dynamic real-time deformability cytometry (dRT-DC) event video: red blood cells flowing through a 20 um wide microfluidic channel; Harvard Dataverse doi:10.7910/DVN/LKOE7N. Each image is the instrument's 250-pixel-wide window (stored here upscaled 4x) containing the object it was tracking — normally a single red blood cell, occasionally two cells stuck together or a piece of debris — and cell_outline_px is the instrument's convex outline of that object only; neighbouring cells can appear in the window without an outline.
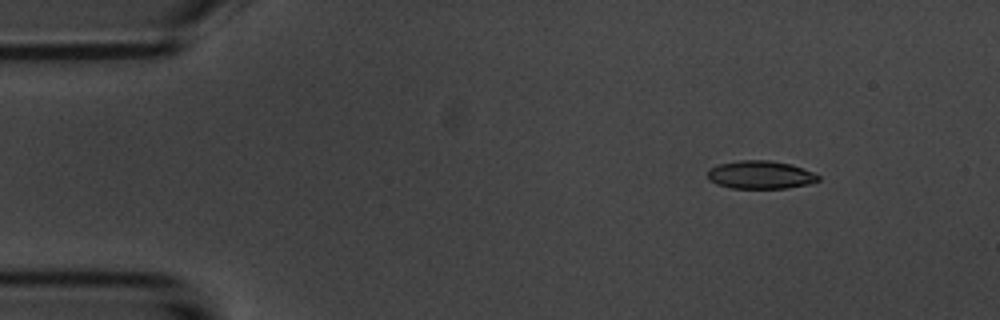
{"species": "common noctule bat (a hibernating species)", "species_latin": "Nyctalus noctula", "temperature_condition": "room temperature", "stored_images_in_passage": 7, "camera_frame_rate_fps": 3000, "um_per_image_px": 0.085, "animal": {"sex": "male", "body_mass_g": 20.1, "forearm_length_mm": 53.5}, "frame": {"image": 1, "passage_image": 2, "time_ms": 1.333, "image_size_px": [1000, 320], "cell_outline_px": [[820, 180], [808, 184], [788, 188], [732, 188], [716, 184], [708, 180], [708, 168], [720, 164], [740, 160], [768, 160], [792, 164], [812, 172], [820, 176]], "centroid_in_image_um": [64.63, 14.86], "position_along_channel_um": 20.4, "area_um2": 18.15}}
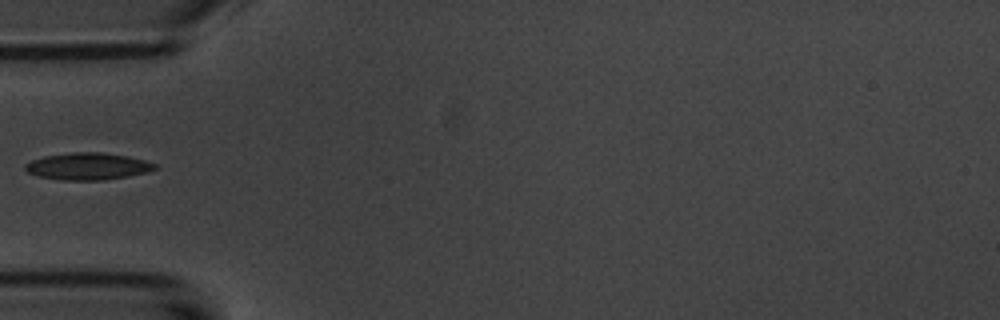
{"frame": {"image": 2, "passage_image": 5, "time_ms": 5.0, "image_size_px": [1000, 320], "cell_outline_px": [[156, 168], [144, 172], [124, 176], [100, 180], [64, 180], [40, 176], [28, 172], [24, 168], [24, 164], [32, 160], [44, 156], [72, 152], [100, 152], [124, 156], [144, 160], [156, 164]], "centroid_in_image_um": [7.39, 14.12], "position_along_channel_um": 77.6, "area_um2": 19.88}}
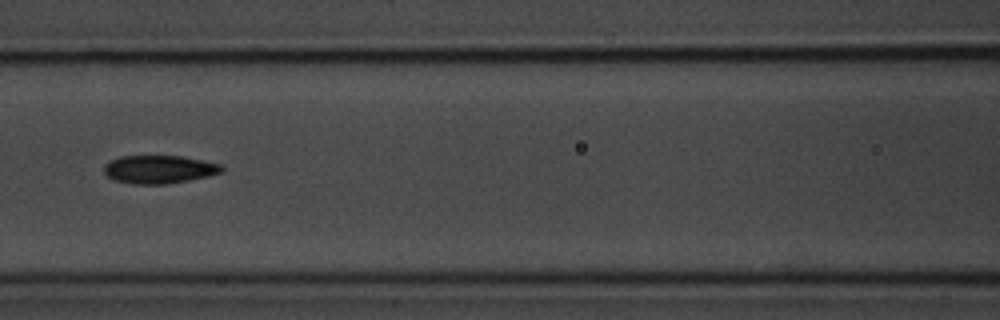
{"frame": {"image": 3, "passage_image": 7, "time_ms": 7.0, "image_size_px": [1000, 320], "cell_outline_px": [[224, 172], [208, 176], [168, 184], [132, 184], [112, 180], [104, 172], [104, 164], [120, 156], [180, 156], [220, 164], [224, 168]], "centroid_in_image_um": [13.51, 14.4], "position_along_channel_um": 153.1, "area_um2": 19.31}}